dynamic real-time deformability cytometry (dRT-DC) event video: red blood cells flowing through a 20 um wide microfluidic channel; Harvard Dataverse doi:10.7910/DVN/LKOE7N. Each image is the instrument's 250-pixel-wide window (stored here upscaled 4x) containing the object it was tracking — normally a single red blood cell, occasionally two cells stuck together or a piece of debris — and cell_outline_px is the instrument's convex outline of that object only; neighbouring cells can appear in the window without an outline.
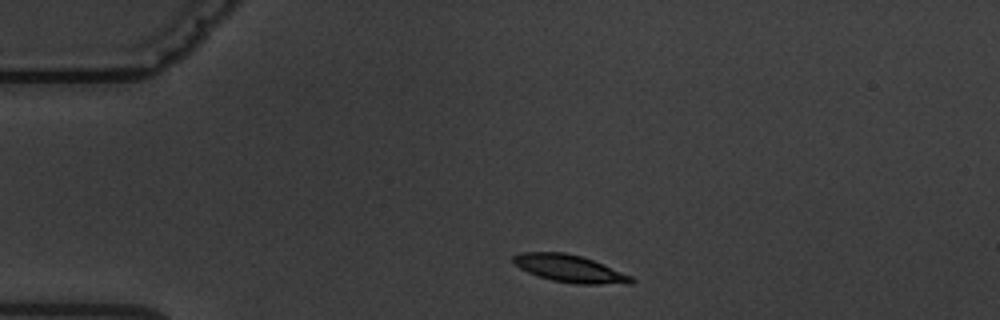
{"species": "common noctule bat (a hibernating species)", "species_latin": "Nyctalus noctula", "temperature_condition": "warm", "stored_images_in_passage": 3, "camera_frame_rate_fps": 3000, "um_per_image_px": 0.085, "animal": {"sex": "male", "body_mass_g": 19.5, "forearm_length_mm": 54.6}, "frame": {"image": 1, "passage_image": 1, "time_ms": 0.0, "image_size_px": [1000, 320], "cell_outline_px": [[636, 280], [632, 284], [576, 284], [552, 280], [528, 272], [520, 268], [512, 260], [512, 256], [520, 252], [564, 252], [580, 256], [592, 260], [632, 276]], "centroid_in_image_um": [48.44, 22.83], "position_along_channel_um": 36.6, "area_um2": 18.67}}
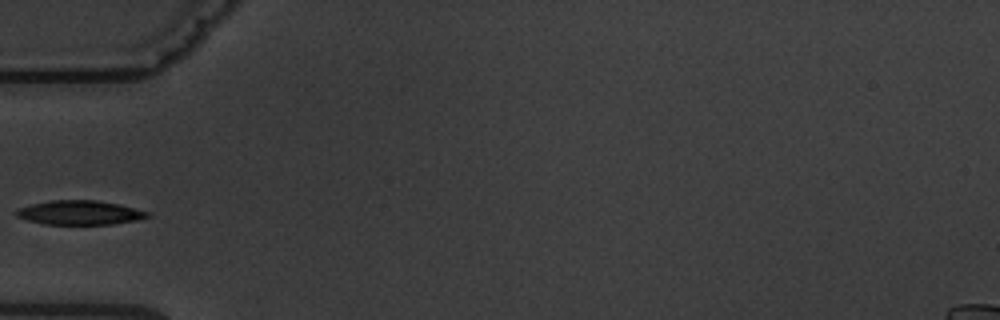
{"frame": {"image": 2, "passage_image": 3, "time_ms": 2.333, "image_size_px": [1000, 320], "cell_outline_px": [[152, 216], [136, 220], [112, 224], [44, 224], [28, 220], [16, 216], [12, 212], [16, 208], [48, 200], [96, 200], [120, 204], [152, 212]], "centroid_in_image_um": [6.78, 18.06], "position_along_channel_um": 78.2, "area_um2": 18.79}}